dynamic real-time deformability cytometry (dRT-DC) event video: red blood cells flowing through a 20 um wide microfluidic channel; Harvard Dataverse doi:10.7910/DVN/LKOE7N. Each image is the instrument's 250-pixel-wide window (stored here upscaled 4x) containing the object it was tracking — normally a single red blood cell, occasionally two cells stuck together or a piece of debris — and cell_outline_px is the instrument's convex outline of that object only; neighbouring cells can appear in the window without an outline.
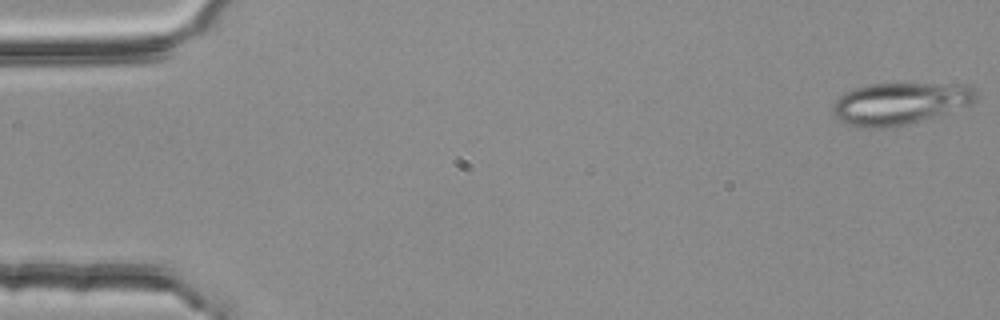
{"species": "common noctule bat (a hibernating species)", "species_latin": "Nyctalus noctula", "temperature_condition": "room temperature", "stored_images_in_passage": 54, "camera_frame_rate_fps": 3000, "um_per_image_px": 0.085, "animal": {"sex": "female", "body_mass_g": 25.1}, "frame": {"image": 1, "passage_image": 1, "time_ms": 0.0, "image_size_px": [1000, 320], "cell_outline_px": [[980, 96], [976, 100], [968, 104], [932, 116], [892, 128], [856, 128], [840, 120], [832, 112], [832, 104], [844, 92], [852, 88], [872, 84], [968, 84], [976, 88]], "centroid_in_image_um": [76.45, 8.78], "position_along_channel_um": 8.5, "area_um2": 34.91}}
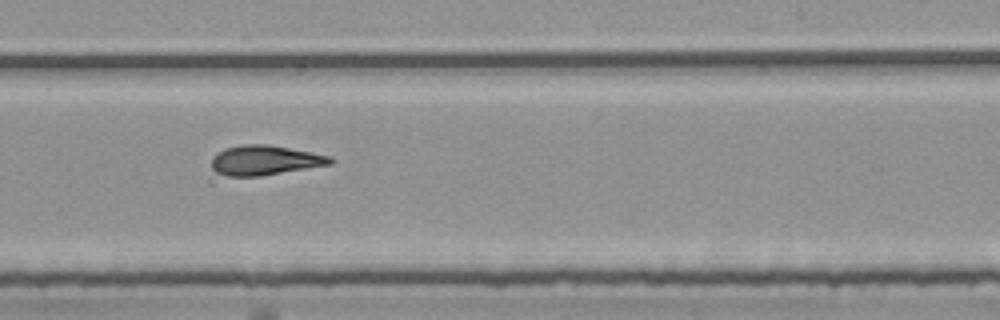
{"frame": {"image": 2, "passage_image": 33, "time_ms": 10.667, "image_size_px": [1000, 320], "cell_outline_px": [[336, 160], [332, 164], [260, 176], [228, 176], [216, 172], [212, 168], [212, 156], [216, 152], [224, 148], [244, 144], [268, 144], [312, 152], [332, 156]], "centroid_in_image_um": [22.53, 13.61], "position_along_channel_um": 266.5, "area_um2": 20.75}}
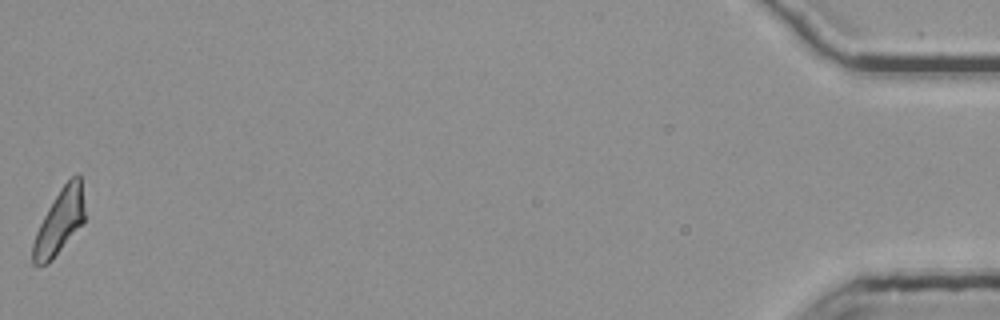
{"frame": {"image": 3, "passage_image": 54, "time_ms": 17.667, "image_size_px": [1000, 320], "cell_outline_px": [[84, 224], [52, 260], [48, 264], [32, 264], [32, 244], [36, 232], [48, 208], [60, 188], [76, 172], [80, 176], [84, 204]], "centroid_in_image_um": [5.07, 18.87], "position_along_channel_um": 430.1, "area_um2": 19.59}, "authors_computed_cell_mechanics": {"area_um2": 20.4901, "velocity_mm_per_s": 3.7911, "shape_relaxation_time_tau1_ms": null, "shape_relaxation_time_tau2_ms": 3.2638, "deformation_change_tau1": null, "deformation_change_tau2": 0.1146}}